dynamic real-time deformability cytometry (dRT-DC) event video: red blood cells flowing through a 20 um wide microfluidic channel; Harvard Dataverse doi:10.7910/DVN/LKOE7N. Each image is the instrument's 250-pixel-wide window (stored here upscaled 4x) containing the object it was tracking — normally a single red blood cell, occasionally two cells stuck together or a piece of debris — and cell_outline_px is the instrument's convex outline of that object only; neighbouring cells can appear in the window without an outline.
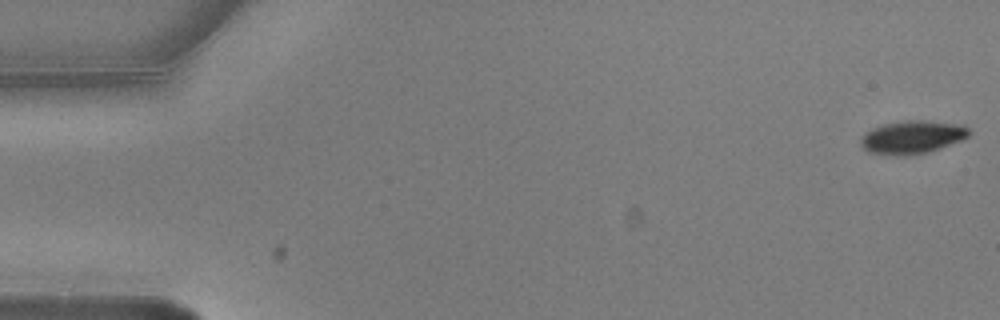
{"species": "common noctule bat (a hibernating species)", "species_latin": "Nyctalus noctula", "temperature_condition": "warm", "stored_images_in_passage": 5, "camera_frame_rate_fps": 3000, "um_per_image_px": 0.085, "animal": {"sex": "male", "body_mass_g": 20.5, "forearm_length_mm": 52.5}, "frame": {"image": 1, "passage_image": 1, "time_ms": 0.0, "image_size_px": [1000, 320], "cell_outline_px": [[972, 132], [968, 136], [960, 140], [928, 152], [904, 156], [896, 156], [868, 152], [860, 144], [860, 140], [872, 128], [884, 124], [900, 120], [924, 120], [964, 124]], "centroid_in_image_um": [77.56, 11.65], "position_along_channel_um": 7.4, "area_um2": 20.92}}
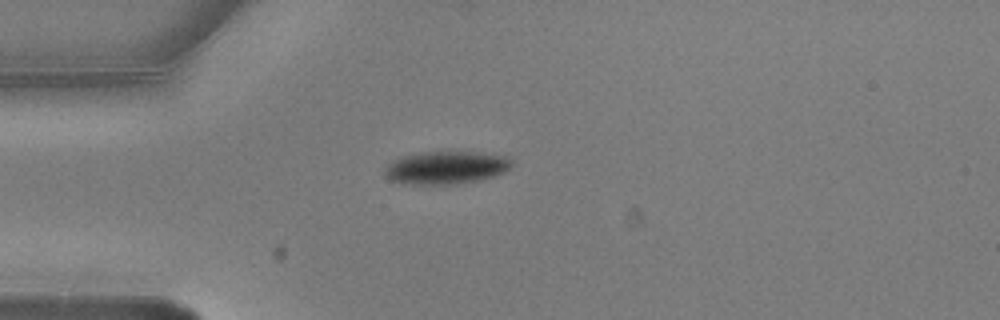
{"frame": {"image": 2, "passage_image": 5, "time_ms": 1.333, "image_size_px": [1000, 320], "cell_outline_px": [[512, 164], [504, 172], [496, 176], [456, 184], [404, 184], [388, 180], [384, 172], [384, 168], [392, 160], [400, 156], [420, 152], [476, 152], [508, 156], [512, 160]], "centroid_in_image_um": [37.87, 14.24], "position_along_channel_um": 47.1, "area_um2": 24.51}}